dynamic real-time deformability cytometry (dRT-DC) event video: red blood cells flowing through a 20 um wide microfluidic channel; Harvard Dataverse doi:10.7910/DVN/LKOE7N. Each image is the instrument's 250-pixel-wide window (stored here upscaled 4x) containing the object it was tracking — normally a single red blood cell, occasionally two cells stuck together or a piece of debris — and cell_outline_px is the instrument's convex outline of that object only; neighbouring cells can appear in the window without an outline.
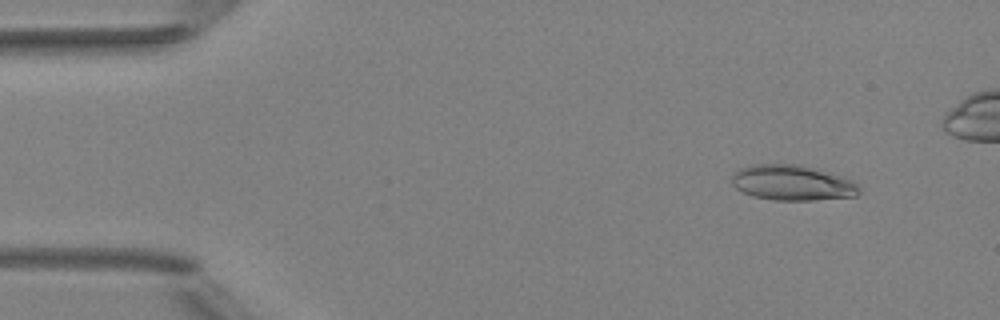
{"species": "Egyptian fruit bat (a non-hibernating species)", "species_latin": "Rousettus aegyptiacus", "temperature_condition": "room temperature", "stored_images_in_passage": 4, "camera_frame_rate_fps": 3000, "um_per_image_px": 0.085, "animal": {"sex": "female"}, "frame": {"image": 1, "passage_image": 1, "time_ms": 0.0, "image_size_px": [1000, 320], "cell_outline_px": [[860, 192], [856, 196], [816, 200], [776, 200], [752, 196], [736, 188], [732, 184], [732, 172], [740, 168], [752, 164], [800, 164], [820, 168], [852, 180], [860, 188]], "centroid_in_image_um": [67.35, 15.52], "position_along_channel_um": 17.6, "area_um2": 26.59}}